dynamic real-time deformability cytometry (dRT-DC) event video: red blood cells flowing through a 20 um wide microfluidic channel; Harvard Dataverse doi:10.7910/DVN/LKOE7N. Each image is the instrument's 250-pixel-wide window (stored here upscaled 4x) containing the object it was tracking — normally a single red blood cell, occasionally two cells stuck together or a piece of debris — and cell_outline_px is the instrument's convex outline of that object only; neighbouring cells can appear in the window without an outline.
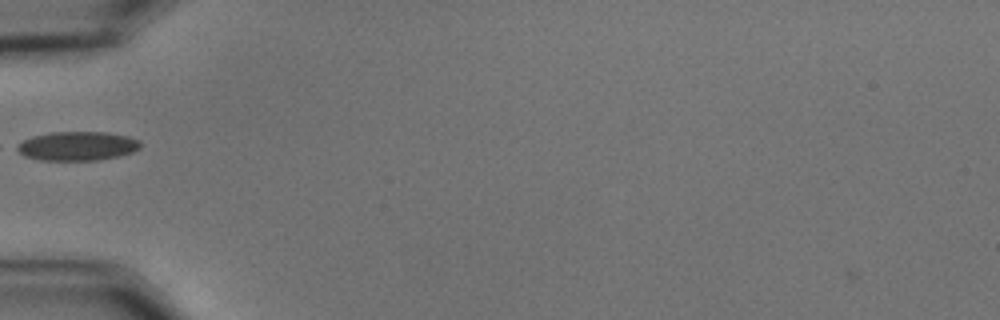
{"species": "common noctule bat (a hibernating species)", "species_latin": "Nyctalus noctula", "temperature_condition": "cold", "stored_images_in_passage": 39, "camera_frame_rate_fps": 3000, "um_per_image_px": 0.085, "animal": {"sex": "male", "body_mass_g": 15.6}, "frame": {"image": 1, "passage_image": 3, "time_ms": 0.667, "image_size_px": [1000, 320], "cell_outline_px": [[140, 148], [132, 152], [120, 156], [100, 160], [40, 160], [24, 156], [12, 148], [24, 140], [32, 136], [52, 132], [108, 132], [128, 136], [140, 140]], "centroid_in_image_um": [6.56, 12.41], "position_along_channel_um": 78.4, "area_um2": 21.1}, "authors_computed_cell_mechanics": {"area_um2": 19.363, "velocity_mm_per_s": 3.5307, "shape_relaxation_time_tau1_ms": 8.9161, "shape_relaxation_time_tau2_ms": 3.2348, "deformation_change_tau1": 0.1403, "deformation_change_tau2": 0.0977}}